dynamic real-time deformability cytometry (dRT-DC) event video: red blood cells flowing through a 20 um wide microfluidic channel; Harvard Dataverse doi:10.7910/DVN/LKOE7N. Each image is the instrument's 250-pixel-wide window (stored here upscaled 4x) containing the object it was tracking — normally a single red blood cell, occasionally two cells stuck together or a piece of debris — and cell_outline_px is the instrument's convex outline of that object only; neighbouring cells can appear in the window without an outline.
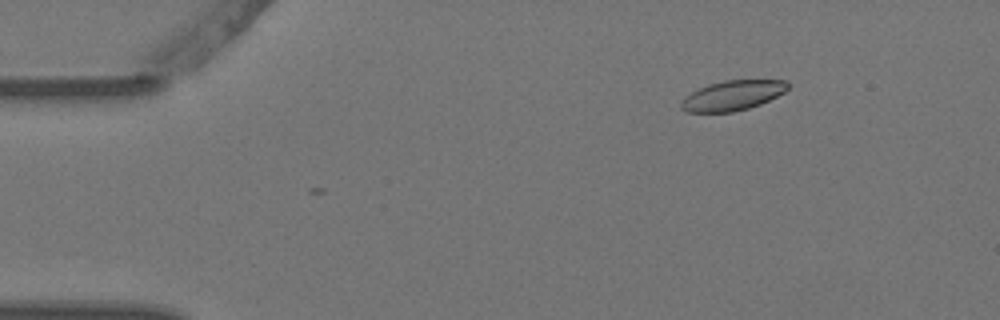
{"species": "Egyptian fruit bat (a non-hibernating species)", "species_latin": "Rousettus aegyptiacus", "temperature_condition": "warm", "stored_images_in_passage": 9, "camera_frame_rate_fps": 3000, "um_per_image_px": 0.085, "animal": {"sex": "female"}, "frame": {"image": 1, "passage_image": 3, "time_ms": 0.667, "image_size_px": [1000, 320], "cell_outline_px": [[788, 88], [784, 92], [760, 104], [748, 108], [732, 112], [684, 112], [680, 108], [680, 104], [684, 96], [708, 84], [724, 80], [788, 80]], "centroid_in_image_um": [62.23, 8.11], "position_along_channel_um": 22.8, "area_um2": 18.55}}
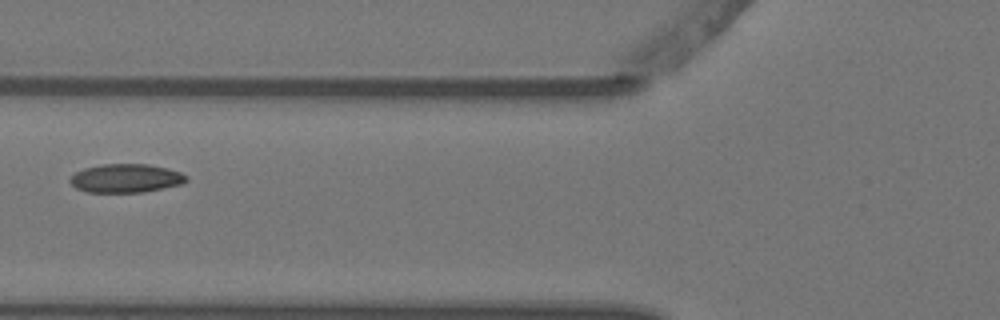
{"frame": {"image": 2, "passage_image": 7, "time_ms": 2.0, "image_size_px": [1000, 320], "cell_outline_px": [[188, 180], [184, 184], [144, 192], [88, 192], [76, 188], [68, 180], [76, 172], [84, 168], [100, 164], [148, 164], [168, 168], [180, 172], [188, 176]], "centroid_in_image_um": [10.74, 15.15], "position_along_channel_um": 115.1, "area_um2": 19.54}}
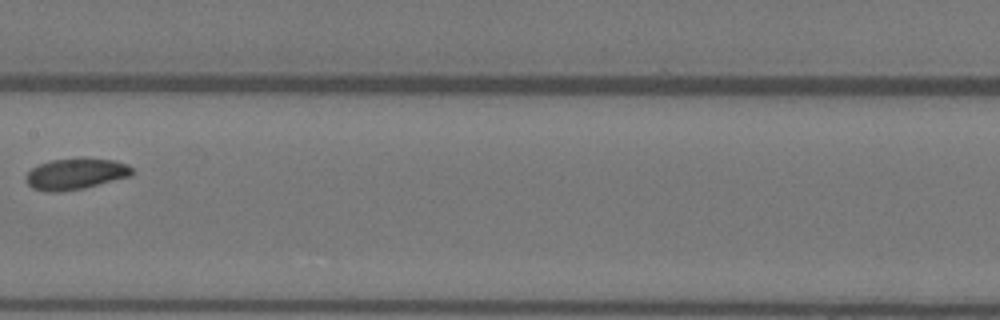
{"frame": {"image": 3, "passage_image": 9, "time_ms": 2.667, "image_size_px": [1000, 320], "cell_outline_px": [[136, 172], [132, 176], [84, 188], [56, 192], [52, 192], [32, 188], [24, 180], [24, 176], [32, 168], [40, 164], [52, 160], [80, 156], [116, 160], [128, 164]], "centroid_in_image_um": [6.48, 14.75], "position_along_channel_um": 200.9, "area_um2": 19.83}}